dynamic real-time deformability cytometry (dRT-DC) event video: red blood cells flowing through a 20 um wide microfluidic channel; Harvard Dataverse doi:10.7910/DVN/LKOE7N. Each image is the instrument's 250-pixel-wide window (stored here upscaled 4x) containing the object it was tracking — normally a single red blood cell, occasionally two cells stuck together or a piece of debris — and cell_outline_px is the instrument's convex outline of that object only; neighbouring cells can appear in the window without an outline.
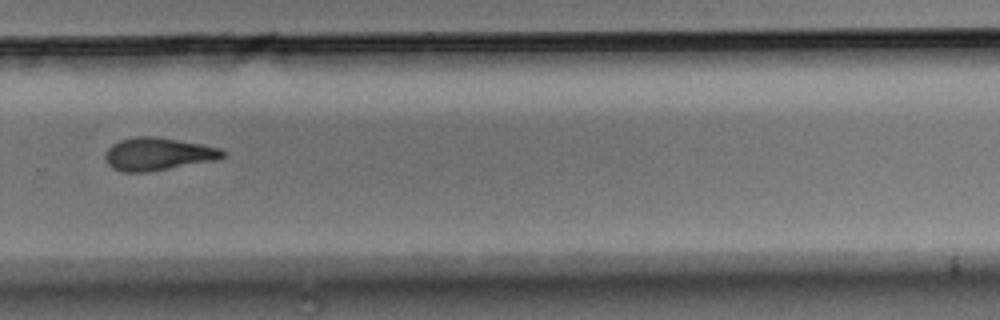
{"species": "Egyptian fruit bat (a non-hibernating species)", "species_latin": "Rousettus aegyptiacus", "temperature_condition": "room temperature", "stored_images_in_passage": 15, "camera_frame_rate_fps": 3000, "um_per_image_px": 0.085, "animal": {"sex": "male"}, "frame": {"image": 1, "passage_image": 11, "time_ms": 3.333, "image_size_px": [1000, 320], "cell_outline_px": [[228, 156], [220, 160], [148, 172], [120, 172], [112, 168], [104, 160], [104, 156], [108, 148], [112, 144], [120, 140], [136, 136], [156, 136], [200, 144], [220, 148], [228, 152]], "centroid_in_image_um": [13.47, 13.1], "position_along_channel_um": 316.3, "area_um2": 22.89}}
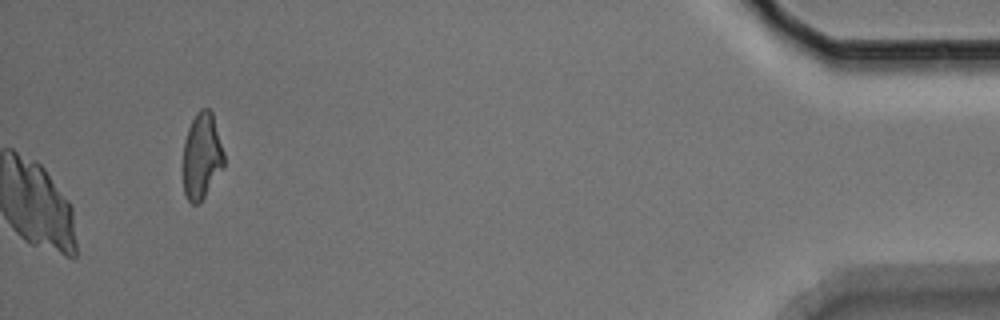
{"frame": {"image": 2, "passage_image": 15, "time_ms": 4.667, "image_size_px": [1000, 320], "cell_outline_px": [[224, 164], [204, 196], [196, 204], [192, 204], [188, 200], [184, 192], [184, 140], [188, 128], [196, 112], [200, 108], [208, 108], [212, 112], [224, 152]], "centroid_in_image_um": [17.14, 13.21], "position_along_channel_um": 418.1, "area_um2": 20.11}}